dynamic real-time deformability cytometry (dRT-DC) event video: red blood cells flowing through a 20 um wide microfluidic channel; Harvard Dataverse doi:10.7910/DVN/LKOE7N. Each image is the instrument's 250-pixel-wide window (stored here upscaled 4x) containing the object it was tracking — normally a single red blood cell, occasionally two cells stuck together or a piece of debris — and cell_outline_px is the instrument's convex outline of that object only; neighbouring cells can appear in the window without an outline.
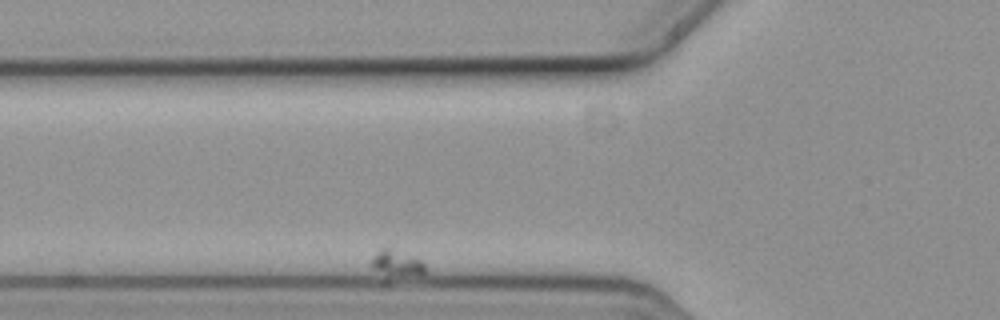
{"species": "common noctule bat (a hibernating species)", "species_latin": "Nyctalus noctula", "temperature_condition": "cold", "stored_images_in_passage": 5, "segment_of_instrument_passage": [2, 2], "camera_frame_rate_fps": 3000, "um_per_image_px": 0.085, "animal": {"sex": "female", "body_mass_g": 19.3, "forearm_length_mm": 54.1}, "frame": {"image": 1, "passage_image": 5, "time_ms": 1.333, "image_size_px": [1000, 320], "cell_outline_px": [[424, 272], [384, 292], [368, 264], [380, 248], [388, 248], [420, 260], [424, 264]], "centroid_in_image_um": [33.52, 22.78], "position_along_channel_um": 92.3, "area_um2": 10.81}}